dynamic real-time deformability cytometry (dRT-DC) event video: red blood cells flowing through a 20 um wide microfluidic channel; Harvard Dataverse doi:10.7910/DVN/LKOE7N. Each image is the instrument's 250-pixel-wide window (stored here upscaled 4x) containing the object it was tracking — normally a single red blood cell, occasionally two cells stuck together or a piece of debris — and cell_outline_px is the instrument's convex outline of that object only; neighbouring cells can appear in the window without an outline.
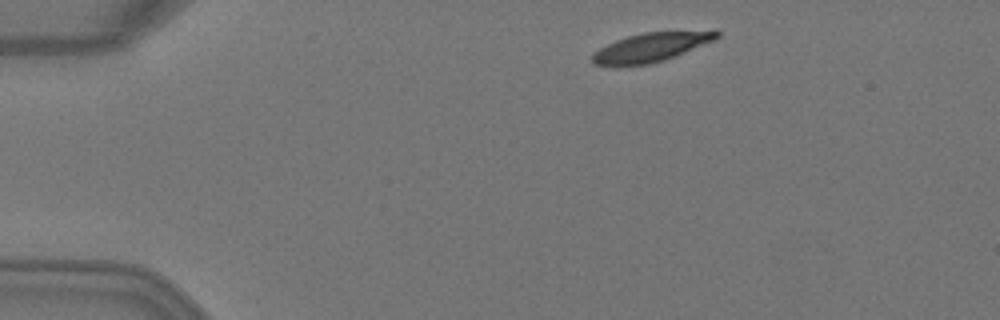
{"species": "Egyptian fruit bat (a non-hibernating species)", "species_latin": "Rousettus aegyptiacus", "temperature_condition": "warm", "stored_images_in_passage": 3, "camera_frame_rate_fps": 3000, "um_per_image_px": 0.085, "animal": {"sex": "female"}, "frame": {"image": 1, "passage_image": 1, "time_ms": 0.0, "image_size_px": [1000, 320], "cell_outline_px": [[720, 36], [716, 40], [664, 60], [648, 64], [592, 64], [592, 56], [600, 48], [616, 40], [628, 36], [644, 32], [716, 28], [720, 32]], "centroid_in_image_um": [55.53, 3.94], "position_along_channel_um": 29.5, "area_um2": 21.15}}